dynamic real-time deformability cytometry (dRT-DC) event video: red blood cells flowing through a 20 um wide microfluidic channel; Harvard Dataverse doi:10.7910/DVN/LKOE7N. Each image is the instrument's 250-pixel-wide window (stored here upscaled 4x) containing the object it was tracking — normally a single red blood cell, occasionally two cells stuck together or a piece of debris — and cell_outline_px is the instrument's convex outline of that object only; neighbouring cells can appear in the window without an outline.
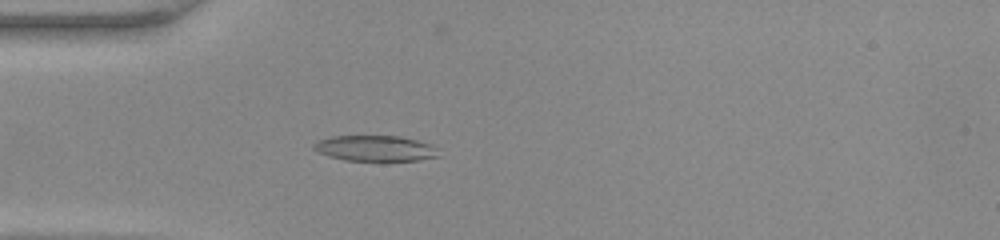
{"species": "common noctule bat (a hibernating species)", "species_latin": "Nyctalus noctula", "temperature_condition": "warm", "stored_images_in_passage": 36, "camera_frame_rate_fps": 3000, "um_per_image_px": 0.085, "animal": {"sex": "female", "body_mass_g": 22.0, "forearm_length_mm": 56.7}, "frame": {"image": 1, "passage_image": 7, "time_ms": 2.0, "image_size_px": [1000, 240], "cell_outline_px": [[440, 156], [420, 160], [344, 160], [328, 156], [312, 148], [312, 144], [316, 140], [332, 136], [400, 136], [432, 144], [436, 148]], "centroid_in_image_um": [31.88, 12.6], "position_along_channel_um": 53.1, "area_um2": 18.67}}
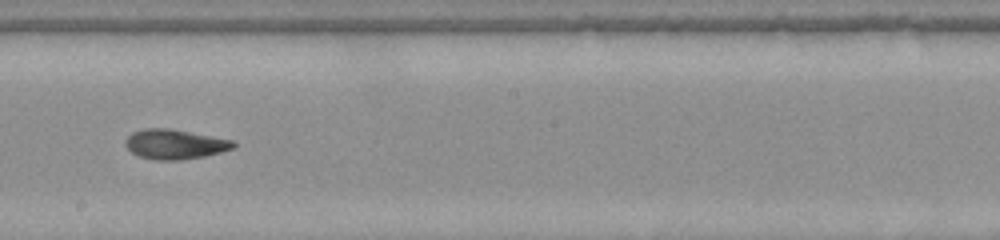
{"frame": {"image": 2, "passage_image": 20, "time_ms": 6.333, "image_size_px": [1000, 240], "cell_outline_px": [[236, 148], [204, 156], [180, 160], [156, 160], [140, 156], [132, 152], [124, 144], [124, 140], [132, 132], [144, 128], [168, 128], [236, 140]], "centroid_in_image_um": [14.89, 12.25], "position_along_channel_um": 233.3, "area_um2": 18.84}}
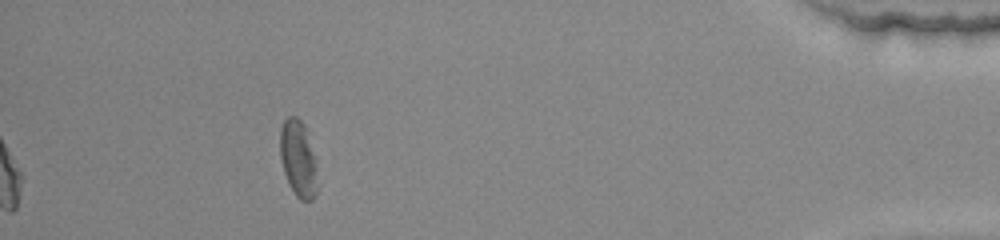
{"frame": {"image": 3, "passage_image": 36, "time_ms": 11.667, "image_size_px": [1000, 240], "cell_outline_px": [[316, 196], [312, 200], [300, 200], [296, 196], [288, 184], [284, 172], [280, 156], [280, 128], [284, 120], [288, 116], [296, 116], [304, 124], [316, 164]], "centroid_in_image_um": [25.32, 13.49], "position_along_channel_um": 409.9, "area_um2": 16.53}}